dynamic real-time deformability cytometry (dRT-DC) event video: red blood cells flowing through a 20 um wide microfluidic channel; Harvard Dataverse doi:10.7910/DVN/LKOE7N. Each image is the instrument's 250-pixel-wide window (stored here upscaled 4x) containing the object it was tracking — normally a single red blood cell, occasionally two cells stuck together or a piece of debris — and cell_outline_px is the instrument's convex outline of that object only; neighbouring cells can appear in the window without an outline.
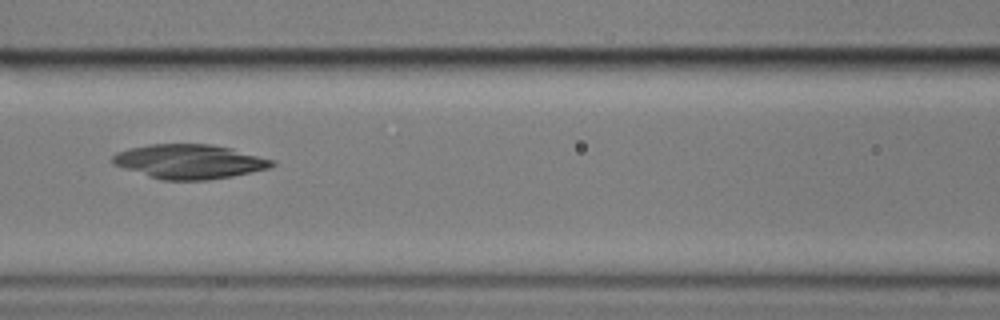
{"species": "common noctule bat (a hibernating species)", "species_latin": "Nyctalus noctula", "temperature_condition": "cold", "stored_images_in_passage": 34, "camera_frame_rate_fps": 3000, "um_per_image_px": 0.085, "animal": {"sex": "male", "body_mass_g": 17.9}, "frame": {"image": 1, "passage_image": 24, "time_ms": 7.667, "image_size_px": [1000, 320], "cell_outline_px": [[276, 164], [272, 168], [232, 176], [208, 180], [160, 180], [112, 164], [112, 156], [116, 152], [128, 148], [148, 144], [208, 144], [232, 148], [276, 160]], "centroid_in_image_um": [16.12, 13.73], "position_along_channel_um": 150.5, "area_um2": 32.19}}
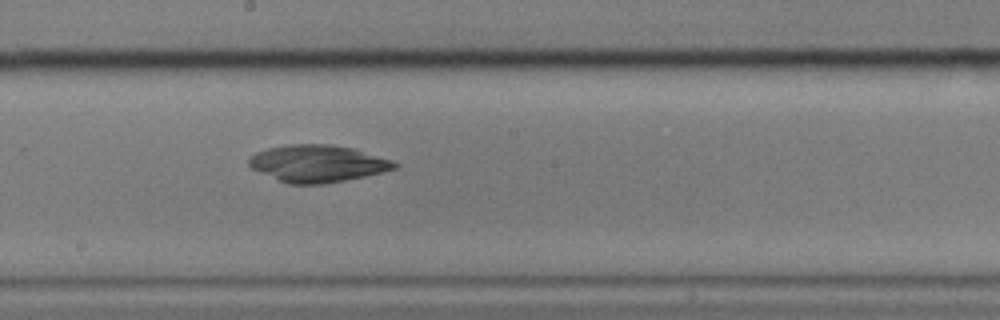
{"frame": {"image": 2, "passage_image": 30, "time_ms": 9.667, "image_size_px": [1000, 320], "cell_outline_px": [[400, 164], [396, 168], [384, 172], [324, 184], [288, 184], [260, 172], [252, 168], [248, 164], [248, 156], [256, 152], [268, 148], [292, 144], [328, 144], [356, 148], [392, 160]], "centroid_in_image_um": [27.01, 13.89], "position_along_channel_um": 221.2, "area_um2": 31.56}}
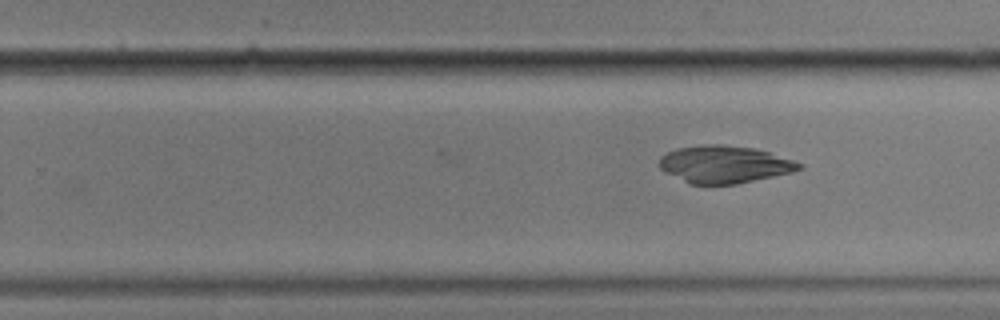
{"frame": {"image": 3, "passage_image": 34, "time_ms": 11.0, "image_size_px": [1000, 320], "cell_outline_px": [[804, 168], [792, 172], [736, 184], [688, 184], [664, 172], [656, 164], [660, 156], [676, 148], [708, 144], [720, 144], [752, 148], [768, 152], [804, 164]], "centroid_in_image_um": [61.52, 13.97], "position_along_channel_um": 268.3, "area_um2": 30.52}}